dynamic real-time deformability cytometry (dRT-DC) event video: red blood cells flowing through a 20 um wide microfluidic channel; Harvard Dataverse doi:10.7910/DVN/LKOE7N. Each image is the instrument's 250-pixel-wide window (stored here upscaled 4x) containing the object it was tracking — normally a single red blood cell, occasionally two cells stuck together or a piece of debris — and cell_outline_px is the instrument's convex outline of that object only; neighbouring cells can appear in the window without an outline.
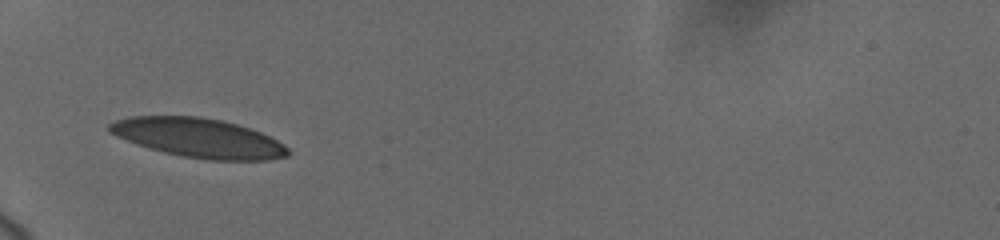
{"species": "human", "species_latin": "Homo sapiens", "temperature_condition": "cold", "stored_images_in_passage": 24, "camera_frame_rate_fps": 3000, "um_per_image_px": 0.085, "donor": {"sex": "female"}, "frame": {"image": 1, "passage_image": 1, "time_ms": 0.0, "image_size_px": [1000, 240], "cell_outline_px": [[292, 152], [288, 156], [264, 160], [208, 160], [184, 156], [164, 152], [148, 148], [136, 144], [116, 136], [108, 132], [108, 124], [116, 120], [132, 116], [200, 116], [220, 120], [236, 124], [260, 132], [284, 144]], "centroid_in_image_um": [16.86, 11.72], "position_along_channel_um": 68.1, "area_um2": 40.69}}
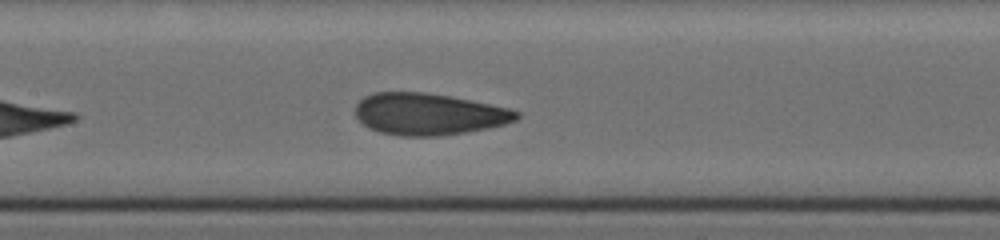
{"frame": {"image": 2, "passage_image": 10, "time_ms": 3.0, "image_size_px": [1000, 240], "cell_outline_px": [[520, 116], [516, 120], [504, 124], [488, 128], [440, 136], [400, 136], [380, 132], [368, 128], [356, 116], [356, 104], [364, 96], [376, 92], [424, 92], [448, 96], [508, 108], [520, 112]], "centroid_in_image_um": [36.42, 9.7], "position_along_channel_um": 171.0, "area_um2": 38.96}}
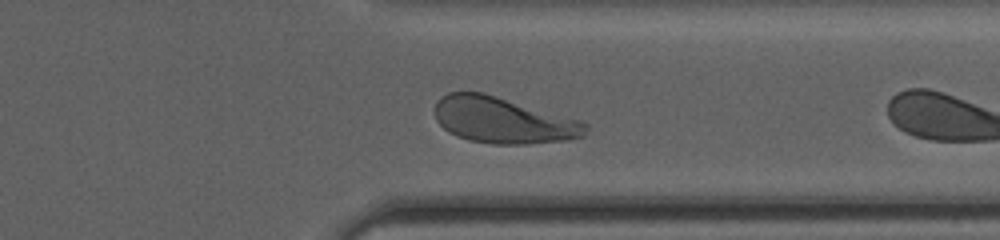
{"frame": {"image": 3, "passage_image": 23, "time_ms": 7.333, "image_size_px": [1000, 240], "cell_outline_px": [[588, 128], [584, 136], [568, 140], [524, 144], [492, 144], [468, 140], [456, 136], [448, 132], [436, 120], [436, 100], [440, 96], [448, 92], [484, 92], [580, 120], [588, 124]], "centroid_in_image_um": [42.75, 10.22], "position_along_channel_um": 368.6, "area_um2": 40.69}}